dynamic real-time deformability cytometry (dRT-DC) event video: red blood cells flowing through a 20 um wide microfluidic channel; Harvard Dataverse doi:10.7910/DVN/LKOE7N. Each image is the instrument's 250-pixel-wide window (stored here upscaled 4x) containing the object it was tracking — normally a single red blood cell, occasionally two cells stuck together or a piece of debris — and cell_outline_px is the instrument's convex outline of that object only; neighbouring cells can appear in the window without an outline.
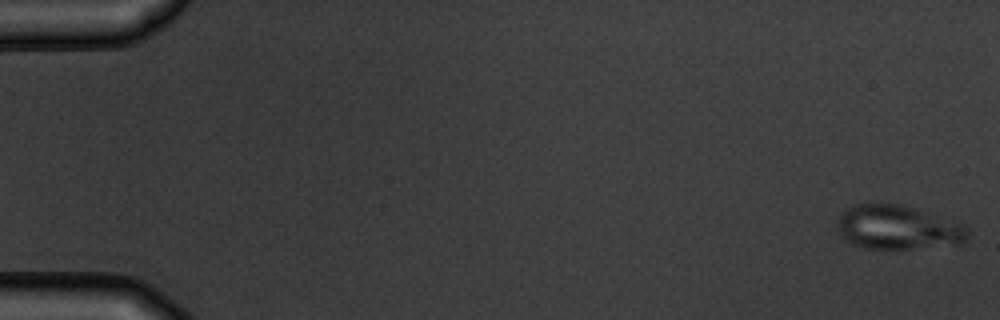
{"species": "common noctule bat (a hibernating species)", "species_latin": "Nyctalus noctula", "temperature_condition": "warm", "stored_images_in_passage": 6, "camera_frame_rate_fps": 3000, "um_per_image_px": 0.085, "animal": {"sex": "male", "body_mass_g": 19.5, "forearm_length_mm": 54.6}, "frame": {"image": 1, "passage_image": 1, "time_ms": 0.0, "image_size_px": [1000, 320], "cell_outline_px": [[968, 236], [960, 244], [912, 248], [864, 248], [852, 244], [844, 240], [840, 236], [836, 228], [840, 216], [848, 208], [864, 200], [880, 200], [904, 204], [916, 208], [960, 224], [968, 228]], "centroid_in_image_um": [76.23, 19.28], "position_along_channel_um": 8.8, "area_um2": 34.1}}